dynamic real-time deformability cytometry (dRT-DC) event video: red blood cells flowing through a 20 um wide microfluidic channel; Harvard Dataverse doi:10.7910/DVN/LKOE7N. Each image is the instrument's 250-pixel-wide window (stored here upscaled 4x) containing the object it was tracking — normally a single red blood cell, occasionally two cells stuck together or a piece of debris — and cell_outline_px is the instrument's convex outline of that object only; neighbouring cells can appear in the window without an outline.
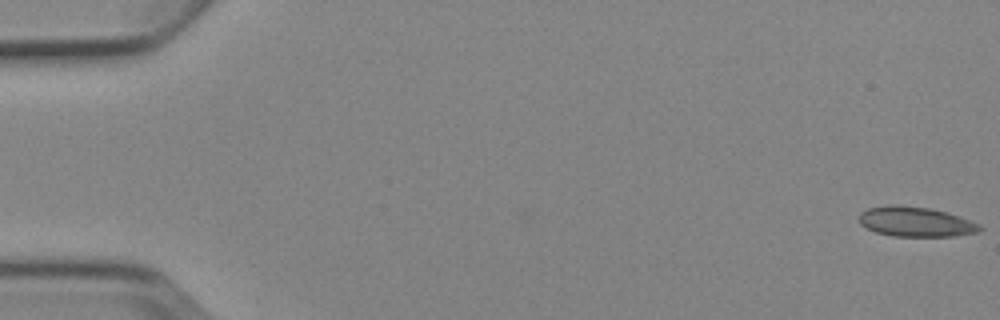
{"species": "Egyptian fruit bat (a non-hibernating species)", "species_latin": "Rousettus aegyptiacus", "temperature_condition": "cold", "stored_images_in_passage": 6, "camera_frame_rate_fps": 3000, "um_per_image_px": 0.085, "animal": {"sex": "female"}, "frame": {"image": 1, "passage_image": 1, "time_ms": 0.0, "image_size_px": [1000, 320], "cell_outline_px": [[984, 228], [980, 232], [956, 236], [892, 236], [876, 232], [860, 224], [860, 212], [868, 208], [888, 204], [900, 204], [932, 208], [960, 216], [980, 224]], "centroid_in_image_um": [77.87, 18.84], "position_along_channel_um": 7.1, "area_um2": 21.33}}